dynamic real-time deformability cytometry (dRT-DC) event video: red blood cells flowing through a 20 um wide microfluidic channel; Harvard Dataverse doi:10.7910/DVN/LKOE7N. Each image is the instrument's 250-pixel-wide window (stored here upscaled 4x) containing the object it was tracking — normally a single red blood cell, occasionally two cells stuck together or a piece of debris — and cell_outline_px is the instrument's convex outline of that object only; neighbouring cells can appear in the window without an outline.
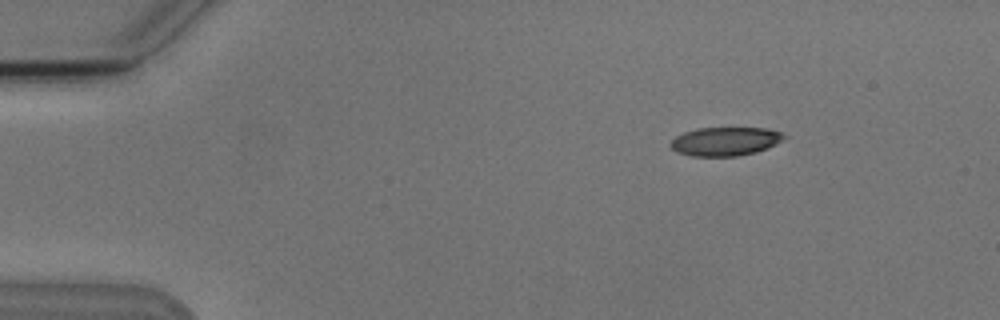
{"species": "Egyptian fruit bat (a non-hibernating species)", "species_latin": "Rousettus aegyptiacus", "temperature_condition": "cold", "stored_images_in_passage": 6, "camera_frame_rate_fps": 3000, "um_per_image_px": 0.085, "animal": {"sex": "male"}, "frame": {"image": 1, "passage_image": 2, "time_ms": 1.0, "image_size_px": [1000, 320], "cell_outline_px": [[788, 136], [784, 140], [768, 148], [756, 152], [736, 156], [692, 156], [676, 152], [668, 144], [676, 136], [684, 132], [696, 128], [768, 128], [784, 132]], "centroid_in_image_um": [61.68, 12.01], "position_along_channel_um": 23.3, "area_um2": 19.25}}
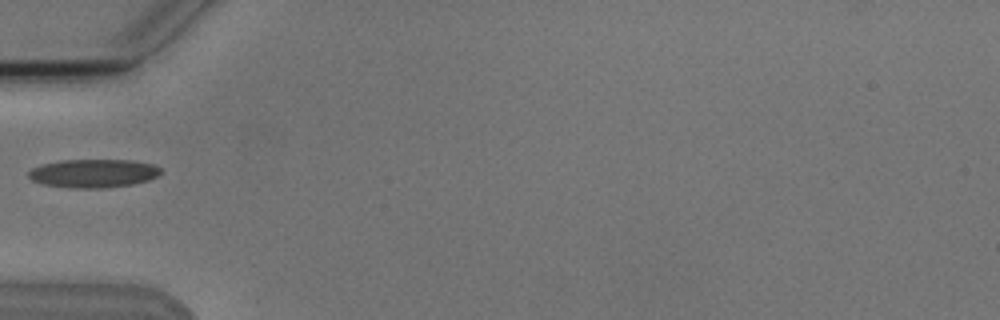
{"frame": {"image": 2, "passage_image": 5, "time_ms": 4.667, "image_size_px": [1000, 320], "cell_outline_px": [[160, 172], [156, 176], [148, 180], [132, 184], [104, 188], [68, 188], [44, 184], [32, 180], [28, 176], [28, 172], [32, 168], [40, 164], [60, 160], [132, 160], [152, 164], [160, 168]], "centroid_in_image_um": [7.89, 14.73], "position_along_channel_um": 77.1, "area_um2": 21.91}}